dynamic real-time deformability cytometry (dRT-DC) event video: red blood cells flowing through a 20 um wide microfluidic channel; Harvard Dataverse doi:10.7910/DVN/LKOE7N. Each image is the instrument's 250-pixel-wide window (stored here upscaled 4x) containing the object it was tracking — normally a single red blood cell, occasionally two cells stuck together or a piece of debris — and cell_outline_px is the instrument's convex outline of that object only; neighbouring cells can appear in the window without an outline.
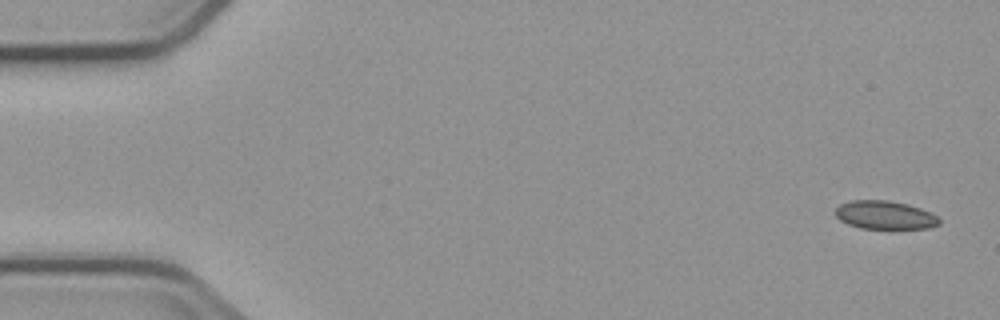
{"species": "common noctule bat (a hibernating species)", "species_latin": "Nyctalus noctula", "temperature_condition": "cold", "stored_images_in_passage": 5, "camera_frame_rate_fps": 3000, "um_per_image_px": 0.085, "animal": {"sex": "male", "body_mass_g": 23.1, "forearm_length_mm": 52.7}, "frame": {"image": 1, "passage_image": 1, "time_ms": 0.0, "image_size_px": [1000, 320], "cell_outline_px": [[940, 224], [928, 228], [888, 232], [860, 228], [848, 224], [840, 220], [836, 216], [836, 208], [840, 204], [852, 200], [888, 200], [908, 204], [920, 208], [936, 216], [940, 220]], "centroid_in_image_um": [75.23, 18.34], "position_along_channel_um": 9.8, "area_um2": 17.98}}
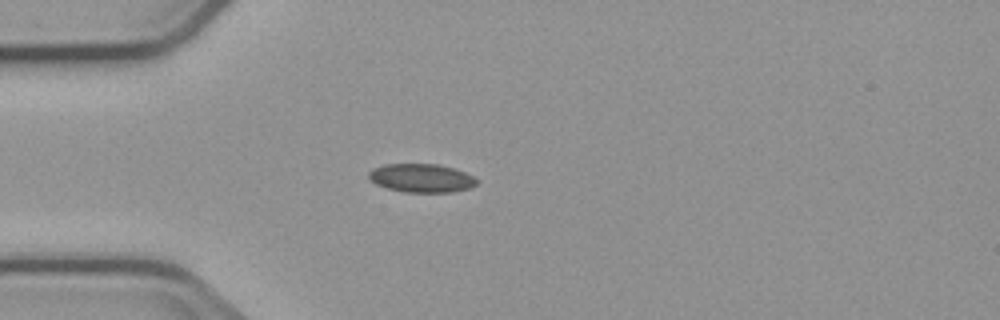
{"frame": {"image": 2, "passage_image": 4, "time_ms": 4.333, "image_size_px": [1000, 320], "cell_outline_px": [[480, 180], [476, 184], [468, 188], [452, 192], [404, 192], [388, 188], [376, 184], [368, 176], [368, 172], [372, 168], [384, 164], [440, 164], [464, 172]], "centroid_in_image_um": [35.81, 15.13], "position_along_channel_um": 49.2, "area_um2": 17.92}}